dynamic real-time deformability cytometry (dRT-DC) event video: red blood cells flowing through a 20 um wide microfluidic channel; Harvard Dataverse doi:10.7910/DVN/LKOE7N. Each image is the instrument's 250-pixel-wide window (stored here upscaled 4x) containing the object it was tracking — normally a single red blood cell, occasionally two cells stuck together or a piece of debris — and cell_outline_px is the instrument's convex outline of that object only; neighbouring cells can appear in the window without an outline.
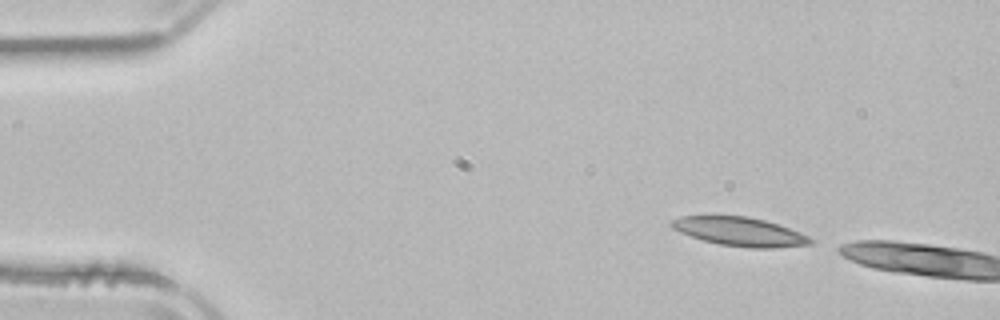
{"species": "common noctule bat (a hibernating species)", "species_latin": "Nyctalus noctula", "temperature_condition": "room temperature", "stored_images_in_passage": 2, "camera_frame_rate_fps": 3000, "um_per_image_px": 0.085, "animal": {"sex": "male", "body_mass_g": 21.5, "forearm_length_mm": 52.0}, "frame": {"image": 1, "passage_image": 1, "time_ms": 0.0, "image_size_px": [1000, 320], "cell_outline_px": [[816, 240], [812, 244], [772, 248], [752, 248], [720, 244], [704, 240], [680, 232], [672, 228], [668, 224], [672, 220], [680, 216], [748, 216], [764, 220], [800, 232]], "centroid_in_image_um": [62.89, 19.69], "position_along_channel_um": 22.1, "area_um2": 23.12}}